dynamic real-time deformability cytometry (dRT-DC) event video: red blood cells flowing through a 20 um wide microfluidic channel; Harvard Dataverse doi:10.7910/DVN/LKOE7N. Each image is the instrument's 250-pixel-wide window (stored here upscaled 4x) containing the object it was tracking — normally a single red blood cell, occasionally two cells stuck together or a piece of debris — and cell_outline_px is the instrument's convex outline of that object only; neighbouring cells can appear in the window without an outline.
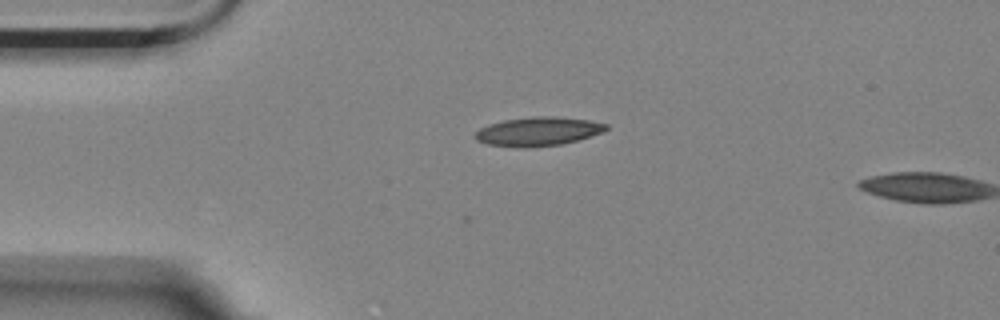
{"species": "Egyptian fruit bat (a non-hibernating species)", "species_latin": "Rousettus aegyptiacus", "temperature_condition": "room temperature", "stored_images_in_passage": 2, "camera_frame_rate_fps": 3000, "um_per_image_px": 0.085, "animal": {"sex": "female"}, "frame": {"image": 1, "passage_image": 1, "time_ms": 0.0, "image_size_px": [1000, 320], "cell_outline_px": [[608, 128], [604, 132], [564, 144], [532, 148], [520, 148], [488, 144], [476, 140], [472, 136], [480, 128], [488, 124], [504, 120], [532, 116], [556, 116], [588, 120], [608, 124]], "centroid_in_image_um": [45.73, 11.18], "position_along_channel_um": 39.3, "area_um2": 22.37}}